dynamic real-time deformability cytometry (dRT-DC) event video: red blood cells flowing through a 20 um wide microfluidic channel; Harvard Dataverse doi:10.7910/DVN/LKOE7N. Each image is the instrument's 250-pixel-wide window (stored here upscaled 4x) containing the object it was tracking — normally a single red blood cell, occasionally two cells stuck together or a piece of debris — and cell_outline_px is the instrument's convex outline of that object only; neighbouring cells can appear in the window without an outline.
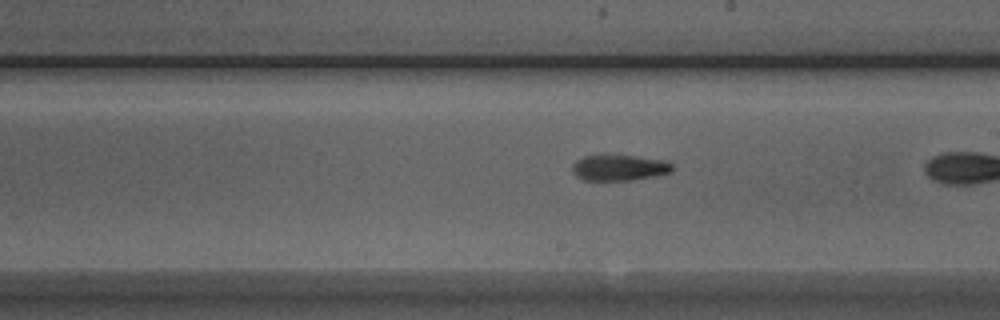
{"species": "Egyptian fruit bat (a non-hibernating species)", "species_latin": "Rousettus aegyptiacus", "temperature_condition": "room temperature", "stored_images_in_passage": 22, "camera_frame_rate_fps": 3000, "um_per_image_px": 0.085, "animal": {"sex": "male"}, "frame": {"image": 1, "passage_image": 17, "time_ms": 5.333, "image_size_px": [1000, 320], "cell_outline_px": [[672, 172], [632, 180], [584, 180], [576, 176], [572, 172], [572, 164], [576, 160], [584, 156], [604, 152], [668, 160], [672, 164]], "centroid_in_image_um": [52.6, 14.2], "position_along_channel_um": 236.4, "area_um2": 15.72}}